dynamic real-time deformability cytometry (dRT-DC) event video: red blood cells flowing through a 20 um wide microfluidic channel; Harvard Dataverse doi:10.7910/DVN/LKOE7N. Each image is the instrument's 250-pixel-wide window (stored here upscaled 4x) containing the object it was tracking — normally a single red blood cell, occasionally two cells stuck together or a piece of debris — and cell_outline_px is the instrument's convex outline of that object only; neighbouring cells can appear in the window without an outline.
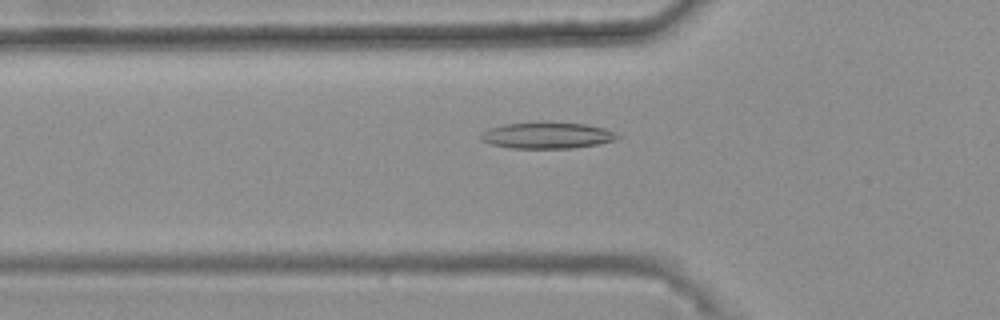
{"species": "common noctule bat (a hibernating species)", "species_latin": "Nyctalus noctula", "temperature_condition": "warm", "stored_images_in_passage": 49, "camera_frame_rate_fps": 3000, "um_per_image_px": 0.085, "animal": {"sex": "female", "body_mass_g": 25.1}, "frame": {"image": 1, "passage_image": 18, "time_ms": 5.667, "image_size_px": [1000, 320], "cell_outline_px": [[624, 136], [616, 140], [596, 144], [572, 148], [512, 148], [492, 144], [480, 140], [480, 132], [488, 128], [504, 124], [544, 120], [584, 124], [604, 128], [616, 132]], "centroid_in_image_um": [46.51, 11.48], "position_along_channel_um": 79.3, "area_um2": 21.56}}
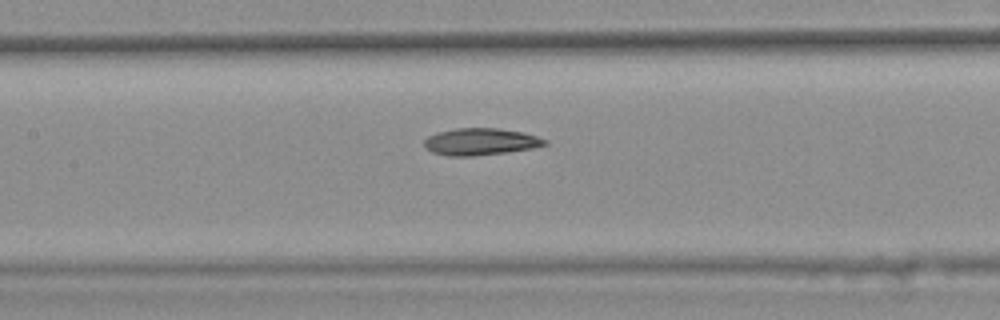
{"frame": {"image": 2, "passage_image": 25, "time_ms": 8.0, "image_size_px": [1000, 320], "cell_outline_px": [[548, 144], [532, 148], [504, 152], [472, 156], [448, 156], [432, 152], [424, 148], [424, 140], [428, 136], [436, 132], [456, 128], [500, 128], [524, 132], [548, 140]], "centroid_in_image_um": [40.82, 12.03], "position_along_channel_um": 166.6, "area_um2": 19.02}}
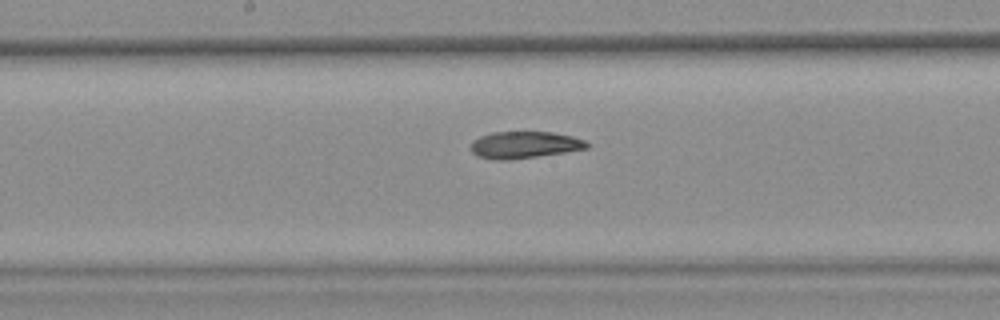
{"frame": {"image": 3, "passage_image": 28, "time_ms": 9.0, "image_size_px": [1000, 320], "cell_outline_px": [[592, 144], [588, 148], [564, 152], [508, 160], [496, 160], [476, 156], [472, 152], [472, 140], [480, 136], [492, 132], [552, 132], [572, 136], [584, 140]], "centroid_in_image_um": [44.58, 12.31], "position_along_channel_um": 203.6, "area_um2": 18.15}, "authors_computed_cell_mechanics": {"area_um2": 19.0162, "velocity_mm_per_s": 3.7206, "shape_relaxation_time_tau1_ms": null, "shape_relaxation_time_tau2_ms": 6.1277, "deformation_change_tau1": null, "deformation_change_tau2": 0.1313}}